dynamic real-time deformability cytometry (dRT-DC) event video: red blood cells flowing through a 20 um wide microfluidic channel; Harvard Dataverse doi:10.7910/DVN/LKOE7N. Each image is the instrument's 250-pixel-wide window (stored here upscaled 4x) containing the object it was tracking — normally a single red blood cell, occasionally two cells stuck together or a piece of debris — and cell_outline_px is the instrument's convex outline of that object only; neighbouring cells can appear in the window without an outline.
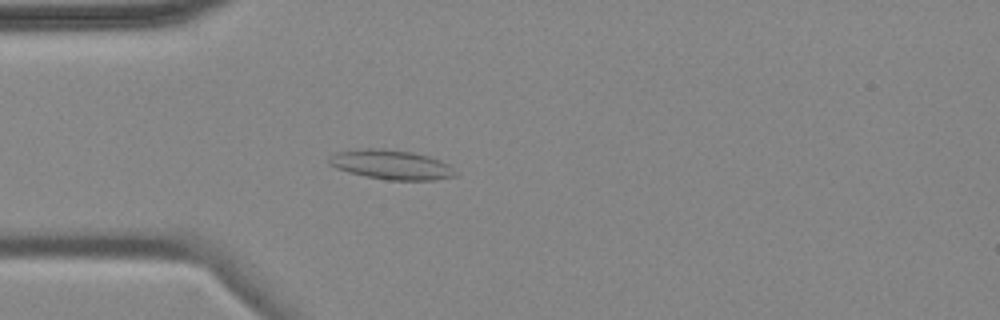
{"species": "common noctule bat (a hibernating species)", "species_latin": "Nyctalus noctula", "temperature_condition": "cold", "stored_images_in_passage": 3, "camera_frame_rate_fps": 3000, "um_per_image_px": 0.085, "animal": {"sex": "female", "body_mass_g": 18.4}, "frame": {"image": 1, "passage_image": 2, "time_ms": 1.333, "image_size_px": [1000, 320], "cell_outline_px": [[460, 172], [456, 176], [436, 180], [388, 180], [348, 172], [336, 168], [328, 164], [328, 160], [336, 152], [368, 148], [384, 148], [412, 152], [428, 156], [440, 160], [448, 164]], "centroid_in_image_um": [33.31, 14.0], "position_along_channel_um": 51.7, "area_um2": 21.79}}